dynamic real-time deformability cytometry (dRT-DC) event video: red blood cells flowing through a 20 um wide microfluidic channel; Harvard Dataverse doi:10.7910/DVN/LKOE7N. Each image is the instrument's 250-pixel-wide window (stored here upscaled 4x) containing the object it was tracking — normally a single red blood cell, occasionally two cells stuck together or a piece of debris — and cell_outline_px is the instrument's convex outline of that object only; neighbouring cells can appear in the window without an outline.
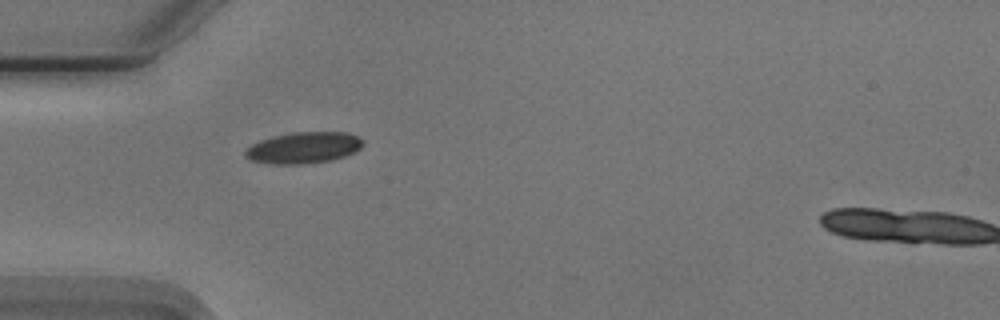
{"species": "Egyptian fruit bat (a non-hibernating species)", "species_latin": "Rousettus aegyptiacus", "temperature_condition": "cold", "stored_images_in_passage": 17, "camera_frame_rate_fps": 3000, "um_per_image_px": 0.085, "animal": {"sex": "male"}, "frame": {"image": 1, "passage_image": 1, "time_ms": 0.0, "image_size_px": [1000, 320], "cell_outline_px": [[364, 144], [360, 148], [344, 156], [332, 160], [300, 164], [272, 164], [252, 160], [244, 156], [244, 152], [252, 144], [260, 140], [276, 136], [296, 132], [348, 132], [360, 136], [364, 140]], "centroid_in_image_um": [25.84, 12.55], "position_along_channel_um": 59.2, "area_um2": 21.39}}
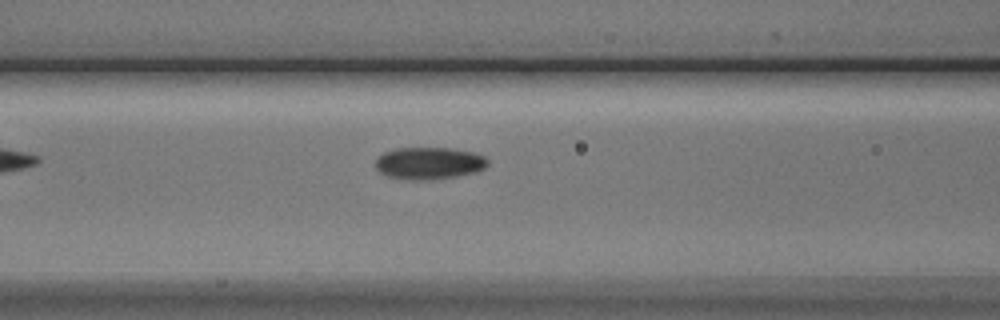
{"frame": {"image": 2, "passage_image": 7, "time_ms": 2.0, "image_size_px": [1000, 320], "cell_outline_px": [[488, 164], [484, 168], [476, 172], [456, 176], [432, 180], [408, 180], [388, 176], [380, 172], [376, 168], [376, 160], [384, 152], [396, 148], [448, 148], [472, 152], [484, 156], [488, 160]], "centroid_in_image_um": [36.47, 13.88], "position_along_channel_um": 130.1, "area_um2": 20.98}}
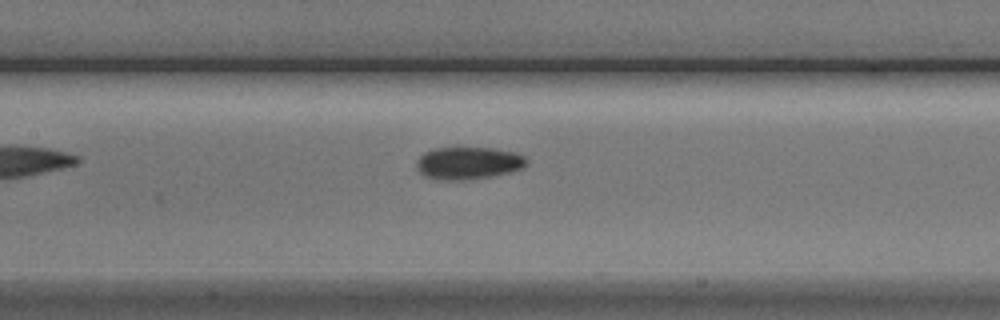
{"frame": {"image": 3, "passage_image": 10, "time_ms": 3.0, "image_size_px": [1000, 320], "cell_outline_px": [[528, 160], [520, 168], [508, 172], [492, 176], [464, 180], [444, 180], [424, 176], [416, 168], [416, 160], [424, 152], [432, 148], [456, 144], [496, 148], [516, 152], [524, 156]], "centroid_in_image_um": [39.74, 13.79], "position_along_channel_um": 167.7, "area_um2": 21.68}}